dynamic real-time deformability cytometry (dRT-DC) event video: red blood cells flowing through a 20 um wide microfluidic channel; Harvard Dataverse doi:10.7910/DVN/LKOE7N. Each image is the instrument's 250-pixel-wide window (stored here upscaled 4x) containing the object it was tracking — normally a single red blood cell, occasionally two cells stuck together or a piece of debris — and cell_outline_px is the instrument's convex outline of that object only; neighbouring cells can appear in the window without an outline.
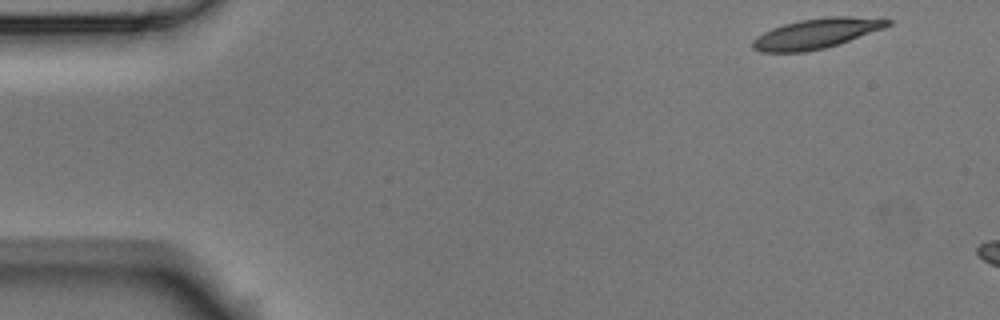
{"species": "Egyptian fruit bat (a non-hibernating species)", "species_latin": "Rousettus aegyptiacus", "temperature_condition": "room temperature", "stored_images_in_passage": 3, "camera_frame_rate_fps": 3000, "um_per_image_px": 0.085, "animal": {"sex": "male"}, "frame": {"image": 1, "passage_image": 1, "time_ms": 0.0, "image_size_px": [1000, 320], "cell_outline_px": [[892, 24], [884, 28], [824, 48], [804, 52], [760, 52], [752, 48], [752, 40], [756, 36], [772, 28], [784, 24], [800, 20], [824, 16], [852, 16], [892, 20]], "centroid_in_image_um": [69.35, 2.84], "position_along_channel_um": 15.7, "area_um2": 23.47}}